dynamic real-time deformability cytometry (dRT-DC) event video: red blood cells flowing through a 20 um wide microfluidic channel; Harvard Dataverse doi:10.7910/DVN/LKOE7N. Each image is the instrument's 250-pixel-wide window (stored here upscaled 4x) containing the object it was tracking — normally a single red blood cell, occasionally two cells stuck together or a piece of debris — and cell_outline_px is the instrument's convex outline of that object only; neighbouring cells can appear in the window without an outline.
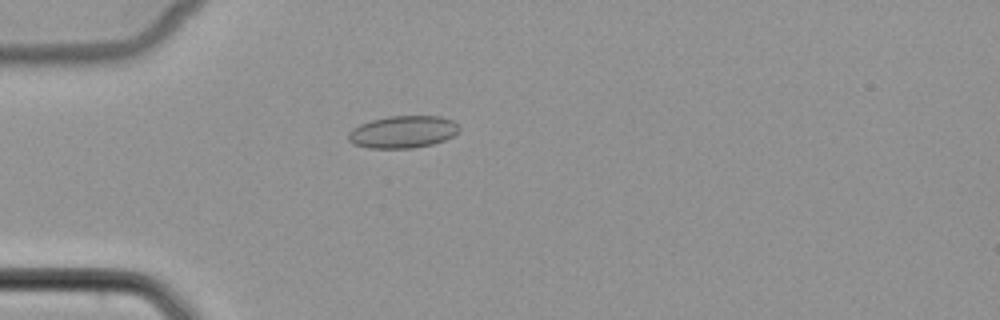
{"species": "common noctule bat (a hibernating species)", "species_latin": "Nyctalus noctula", "temperature_condition": "cold", "stored_images_in_passage": 52, "camera_frame_rate_fps": 3000, "um_per_image_px": 0.085, "animal": {"sex": "female", "body_mass_g": 22.7, "forearm_length_mm": 54.2}, "frame": {"image": 1, "passage_image": 15, "time_ms": 4.667, "image_size_px": [1000, 320], "cell_outline_px": [[460, 128], [452, 136], [444, 140], [432, 144], [412, 148], [368, 148], [352, 144], [348, 140], [348, 132], [352, 128], [360, 124], [372, 120], [388, 116], [440, 116], [452, 120]], "centroid_in_image_um": [34.2, 11.21], "position_along_channel_um": 50.8, "area_um2": 20.81}}
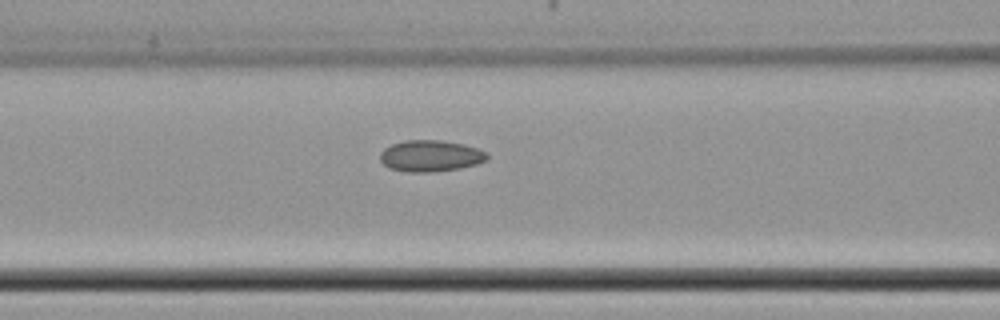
{"frame": {"image": 2, "passage_image": 22, "time_ms": 7.0, "image_size_px": [1000, 320], "cell_outline_px": [[488, 160], [476, 164], [460, 168], [432, 172], [408, 172], [388, 168], [380, 160], [380, 152], [384, 148], [392, 144], [404, 140], [440, 140], [464, 144], [488, 152]], "centroid_in_image_um": [36.59, 13.25], "position_along_channel_um": 130.0, "area_um2": 19.71}}
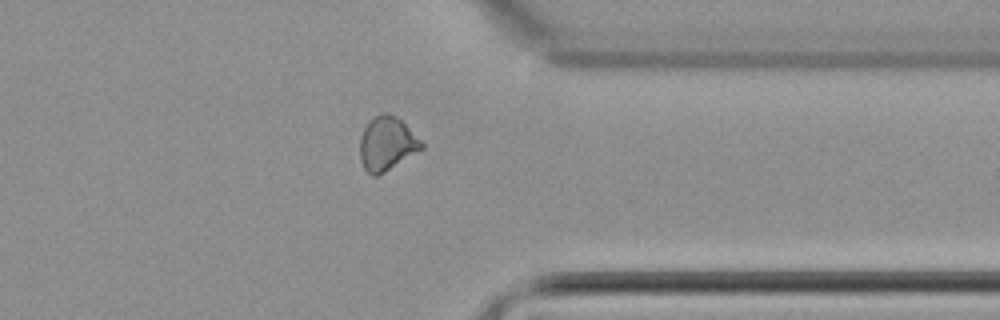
{"frame": {"image": 3, "passage_image": 41, "time_ms": 13.333, "image_size_px": [1000, 320], "cell_outline_px": [[424, 148], [384, 172], [376, 176], [372, 176], [364, 168], [360, 160], [360, 136], [368, 120], [384, 112], [396, 116], [424, 144]], "centroid_in_image_um": [32.85, 12.21], "position_along_channel_um": 378.5, "area_um2": 19.07}}